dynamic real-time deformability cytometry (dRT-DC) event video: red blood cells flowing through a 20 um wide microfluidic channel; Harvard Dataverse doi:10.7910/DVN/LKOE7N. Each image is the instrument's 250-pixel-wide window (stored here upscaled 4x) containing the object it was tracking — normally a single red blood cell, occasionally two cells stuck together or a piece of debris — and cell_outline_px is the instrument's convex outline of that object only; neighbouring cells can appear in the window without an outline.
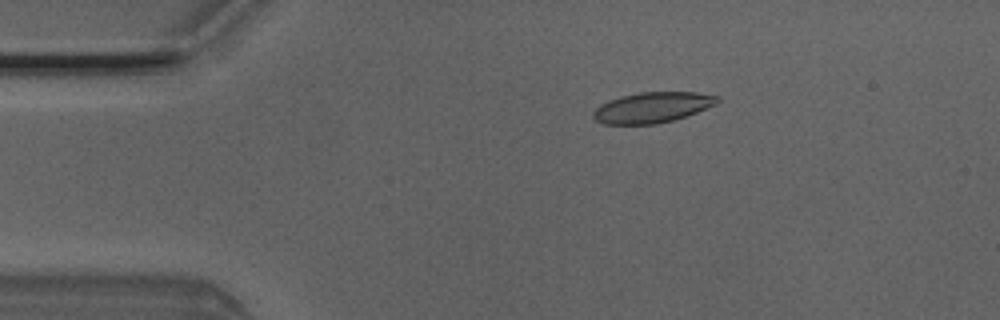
{"species": "Egyptian fruit bat (a non-hibernating species)", "species_latin": "Rousettus aegyptiacus", "temperature_condition": "room temperature", "stored_images_in_passage": 6, "camera_frame_rate_fps": 3000, "um_per_image_px": 0.085, "animal": {"sex": "male"}, "frame": {"image": 1, "passage_image": 3, "time_ms": 0.667, "image_size_px": [1000, 320], "cell_outline_px": [[720, 100], [716, 104], [696, 112], [672, 120], [656, 124], [604, 124], [596, 120], [592, 116], [592, 112], [600, 104], [608, 100], [620, 96], [640, 92], [696, 92], [720, 96]], "centroid_in_image_um": [55.43, 9.12], "position_along_channel_um": 29.6, "area_um2": 22.08}}
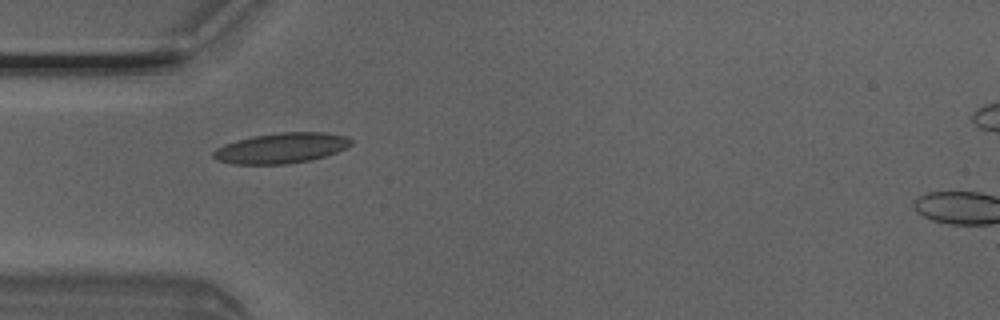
{"frame": {"image": 2, "passage_image": 4, "time_ms": 1.0, "image_size_px": [1000, 320], "cell_outline_px": [[352, 144], [336, 152], [312, 160], [284, 164], [232, 164], [216, 160], [212, 156], [212, 152], [216, 148], [224, 144], [236, 140], [252, 136], [280, 132], [328, 132], [348, 136], [352, 140]], "centroid_in_image_um": [23.89, 12.58], "position_along_channel_um": 61.1, "area_um2": 24.57}}
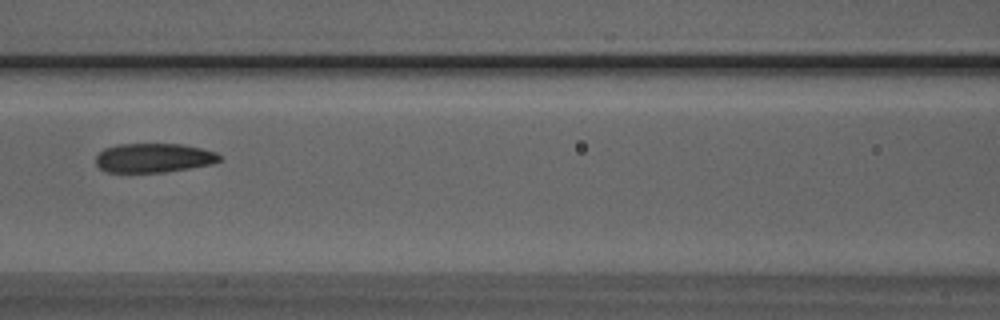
{"frame": {"image": 3, "passage_image": 6, "time_ms": 1.667, "image_size_px": [1000, 320], "cell_outline_px": [[220, 160], [212, 164], [164, 172], [108, 172], [100, 168], [96, 164], [96, 156], [104, 148], [116, 144], [180, 144], [200, 148], [216, 152], [220, 156]], "centroid_in_image_um": [13.04, 13.41], "position_along_channel_um": 153.6, "area_um2": 20.92}}